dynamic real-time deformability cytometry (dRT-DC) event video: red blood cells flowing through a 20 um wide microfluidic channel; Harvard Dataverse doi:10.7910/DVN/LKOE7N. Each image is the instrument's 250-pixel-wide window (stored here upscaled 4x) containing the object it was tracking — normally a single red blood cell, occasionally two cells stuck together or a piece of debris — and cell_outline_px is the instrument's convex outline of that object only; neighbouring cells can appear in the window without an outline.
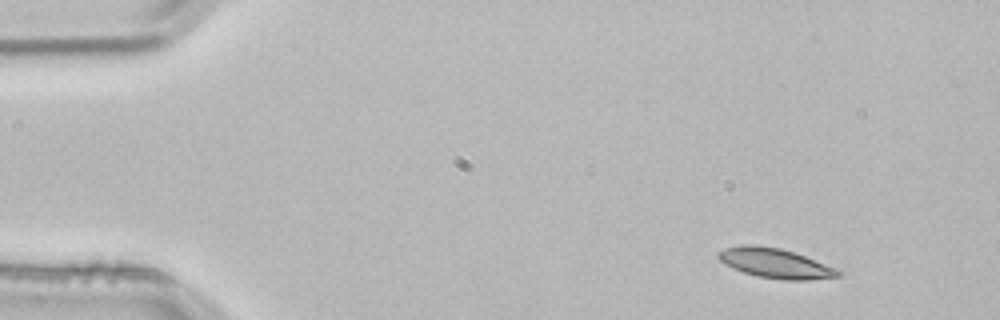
{"species": "common noctule bat (a hibernating species)", "species_latin": "Nyctalus noctula", "temperature_condition": "room temperature", "stored_images_in_passage": 3, "camera_frame_rate_fps": 3000, "um_per_image_px": 0.085, "animal": {"sex": "male", "body_mass_g": 21.5, "forearm_length_mm": 52.0}, "frame": {"image": 1, "passage_image": 1, "time_ms": 0.0, "image_size_px": [1000, 320], "cell_outline_px": [[840, 276], [808, 280], [784, 280], [760, 276], [744, 272], [732, 268], [724, 264], [716, 256], [716, 252], [724, 248], [740, 244], [756, 244], [780, 248], [804, 256], [836, 268], [840, 272]], "centroid_in_image_um": [65.82, 22.35], "position_along_channel_um": 19.2, "area_um2": 20.69}}
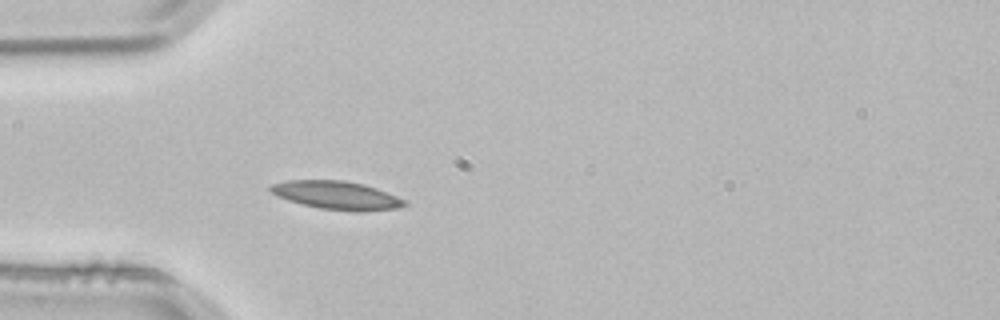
{"frame": {"image": 2, "passage_image": 3, "time_ms": 0.667, "image_size_px": [1000, 320], "cell_outline_px": [[408, 204], [396, 208], [360, 212], [356, 212], [320, 208], [288, 200], [276, 196], [268, 192], [268, 188], [272, 184], [288, 180], [344, 180], [364, 184], [376, 188], [396, 196], [404, 200]], "centroid_in_image_um": [28.58, 16.59], "position_along_channel_um": 56.4, "area_um2": 22.08}}